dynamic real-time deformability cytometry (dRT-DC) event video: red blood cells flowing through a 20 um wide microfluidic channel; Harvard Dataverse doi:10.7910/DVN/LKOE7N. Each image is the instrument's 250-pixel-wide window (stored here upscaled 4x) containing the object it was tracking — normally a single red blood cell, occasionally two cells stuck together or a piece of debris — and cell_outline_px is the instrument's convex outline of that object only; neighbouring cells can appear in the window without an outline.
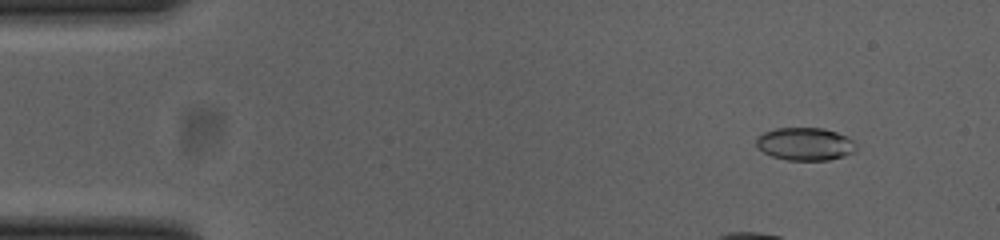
{"species": "common noctule bat (a hibernating species)", "species_latin": "Nyctalus noctula", "temperature_condition": "cold", "stored_images_in_passage": 14, "camera_frame_rate_fps": 3000, "um_per_image_px": 0.085, "animal": {"sex": "female", "body_mass_g": 23.0, "forearm_length_mm": 53.4}, "frame": {"image": 1, "passage_image": 5, "time_ms": 1.333, "image_size_px": [1000, 240], "cell_outline_px": [[856, 152], [844, 156], [828, 160], [788, 160], [772, 156], [764, 152], [756, 144], [756, 136], [764, 132], [776, 128], [824, 128], [848, 136], [856, 144]], "centroid_in_image_um": [68.46, 12.23], "position_along_channel_um": 16.5, "area_um2": 19.19}}
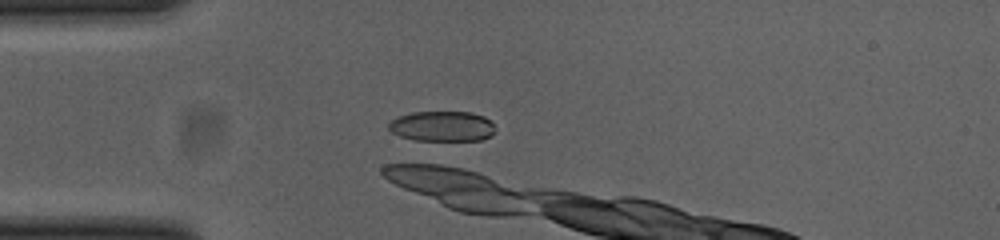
{"frame": {"image": 2, "passage_image": 14, "time_ms": 4.333, "image_size_px": [1000, 240], "cell_outline_px": [[496, 128], [492, 136], [480, 140], [412, 140], [400, 136], [392, 132], [388, 128], [388, 124], [392, 120], [400, 116], [412, 112], [472, 112], [484, 116], [492, 120]], "centroid_in_image_um": [37.64, 10.73], "position_along_channel_um": 47.4, "area_um2": 18.96}}